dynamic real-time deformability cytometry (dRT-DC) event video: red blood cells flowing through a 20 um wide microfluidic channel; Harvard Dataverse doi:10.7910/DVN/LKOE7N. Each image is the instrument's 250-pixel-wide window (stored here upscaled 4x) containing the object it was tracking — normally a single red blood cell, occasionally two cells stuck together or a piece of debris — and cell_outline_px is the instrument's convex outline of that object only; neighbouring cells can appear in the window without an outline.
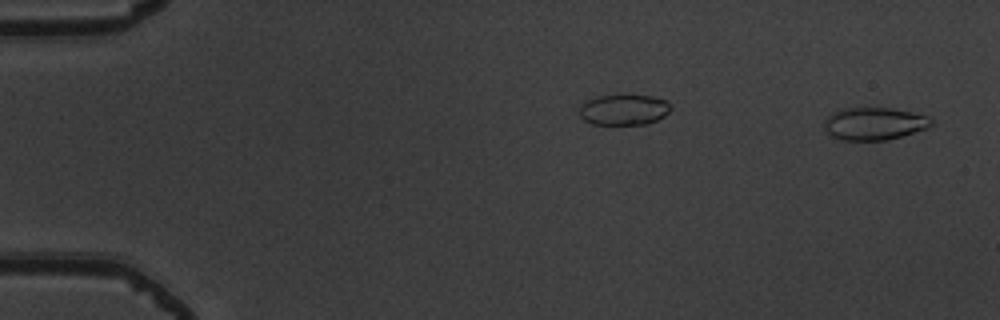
{"species": "common noctule bat (a hibernating species)", "species_latin": "Nyctalus noctula", "temperature_condition": "warm", "stored_images_in_passage": 40, "segment_of_instrument_passage": [1, 2], "camera_frame_rate_fps": 3000, "um_per_image_px": 0.085, "animal": {"sex": "male", "body_mass_g": 19.5, "forearm_length_mm": 54.6}, "frame": {"image": 1, "passage_image": 2, "time_ms": 0.333, "image_size_px": [1000, 320], "cell_outline_px": [[932, 124], [928, 128], [888, 140], [840, 140], [824, 132], [824, 120], [832, 112], [844, 108], [892, 108], [912, 112], [928, 116], [932, 120]], "centroid_in_image_um": [74.28, 10.51], "position_along_channel_um": 10.7, "area_um2": 20.46}}
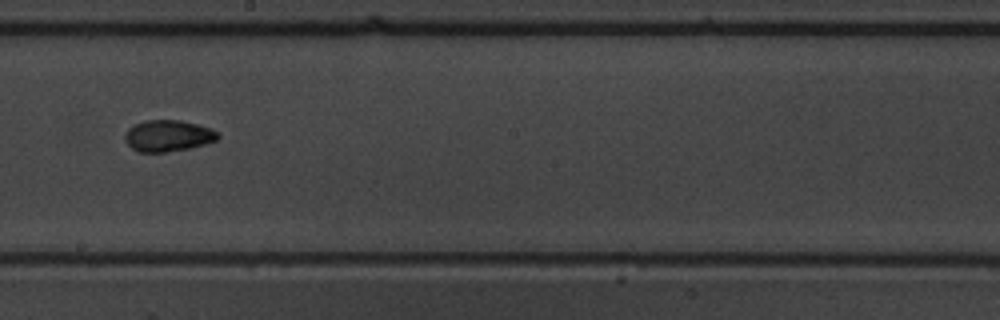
{"frame": {"image": 2, "passage_image": 22, "time_ms": 7.0, "image_size_px": [1000, 320], "cell_outline_px": [[220, 136], [216, 140], [204, 144], [188, 148], [164, 152], [140, 152], [132, 148], [124, 140], [124, 136], [128, 128], [132, 124], [144, 120], [180, 120], [212, 128]], "centroid_in_image_um": [14.24, 11.53], "position_along_channel_um": 234.0, "area_um2": 16.99}}
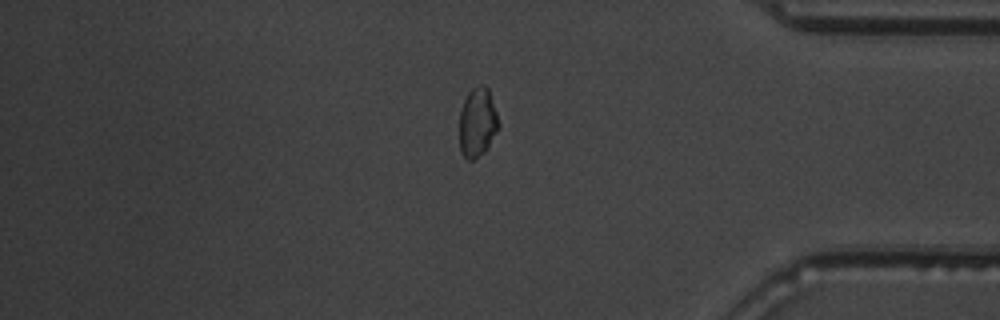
{"frame": {"image": 3, "passage_image": 36, "time_ms": 11.667, "image_size_px": [1000, 320], "cell_outline_px": [[500, 124], [496, 132], [484, 152], [472, 160], [468, 160], [460, 152], [460, 112], [464, 100], [468, 92], [472, 88], [480, 84], [484, 84], [488, 88]], "centroid_in_image_um": [40.58, 10.38], "position_along_channel_um": 394.6, "area_um2": 15.66}}